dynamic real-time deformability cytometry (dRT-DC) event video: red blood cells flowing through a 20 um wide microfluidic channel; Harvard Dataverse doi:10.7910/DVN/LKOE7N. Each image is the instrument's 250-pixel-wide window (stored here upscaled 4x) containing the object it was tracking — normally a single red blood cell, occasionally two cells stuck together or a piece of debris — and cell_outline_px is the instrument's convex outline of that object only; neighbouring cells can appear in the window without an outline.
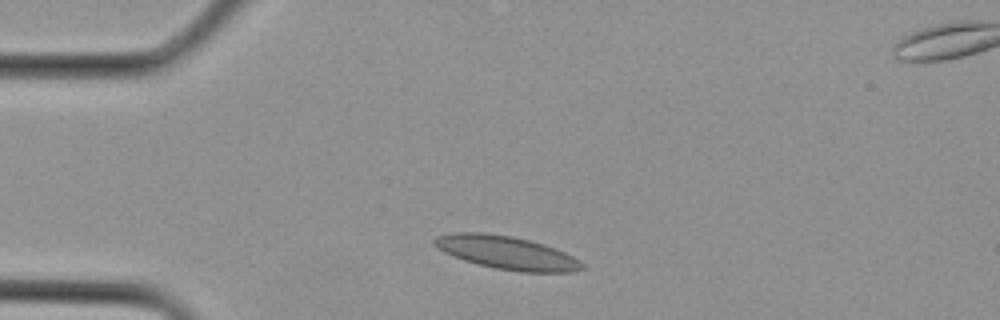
{"species": "Egyptian fruit bat (a non-hibernating species)", "species_latin": "Rousettus aegyptiacus", "temperature_condition": "cold", "stored_images_in_passage": 2, "camera_frame_rate_fps": 3000, "um_per_image_px": 0.085, "animal": {"sex": "female"}, "frame": {"image": 1, "passage_image": 1, "time_ms": 0.0, "image_size_px": [1000, 320], "cell_outline_px": [[584, 268], [572, 272], [520, 272], [496, 268], [464, 260], [444, 252], [436, 248], [432, 244], [432, 240], [436, 236], [452, 232], [484, 232], [512, 236], [544, 244], [564, 252], [580, 260], [584, 264]], "centroid_in_image_um": [43.04, 21.46], "position_along_channel_um": 42.0, "area_um2": 28.61}}